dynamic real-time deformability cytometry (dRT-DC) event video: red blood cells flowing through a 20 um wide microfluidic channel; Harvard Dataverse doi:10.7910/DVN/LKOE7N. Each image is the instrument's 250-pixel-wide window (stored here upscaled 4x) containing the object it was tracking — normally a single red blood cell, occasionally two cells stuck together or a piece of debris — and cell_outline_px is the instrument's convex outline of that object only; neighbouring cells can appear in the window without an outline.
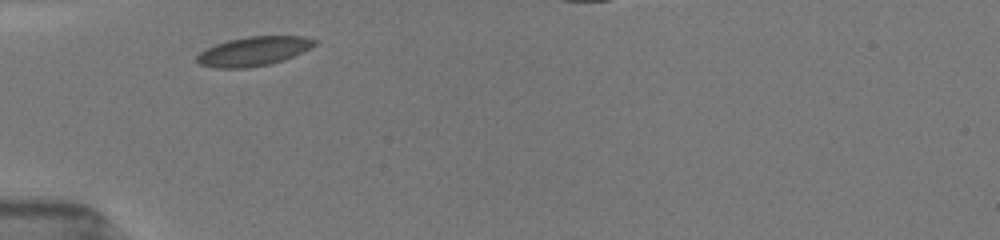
{"species": "common noctule bat (a hibernating species)", "species_latin": "Nyctalus noctula", "temperature_condition": "room temperature", "stored_images_in_passage": 2, "camera_frame_rate_fps": 3000, "um_per_image_px": 0.085, "animal": {"sex": "female", "body_mass_g": 19.5, "forearm_length_mm": 54.1}, "frame": {"image": 1, "passage_image": 1, "time_ms": 0.0, "image_size_px": [1000, 240], "cell_outline_px": [[316, 44], [284, 60], [268, 64], [244, 68], [216, 68], [200, 64], [196, 60], [196, 56], [200, 52], [216, 44], [228, 40], [248, 36], [304, 36], [316, 40]], "centroid_in_image_um": [21.53, 4.35], "position_along_channel_um": 63.5, "area_um2": 19.71}}